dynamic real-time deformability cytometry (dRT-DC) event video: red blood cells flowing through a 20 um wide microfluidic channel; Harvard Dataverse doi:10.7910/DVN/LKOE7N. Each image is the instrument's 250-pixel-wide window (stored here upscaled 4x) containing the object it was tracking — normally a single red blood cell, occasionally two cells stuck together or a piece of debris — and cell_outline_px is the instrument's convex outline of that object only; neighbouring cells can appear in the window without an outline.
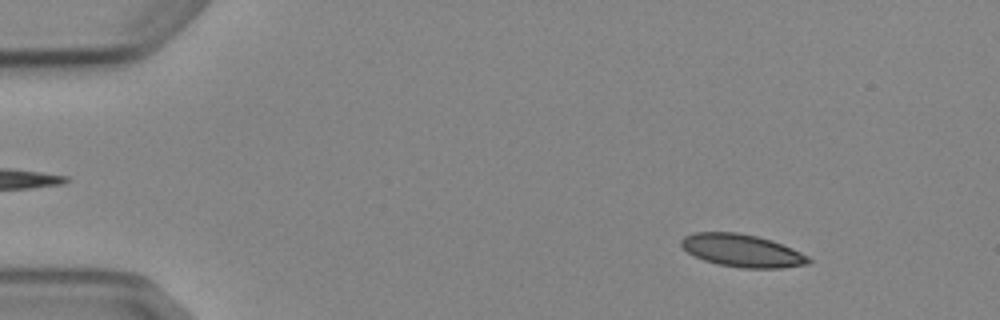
{"species": "Egyptian fruit bat (a non-hibernating species)", "species_latin": "Rousettus aegyptiacus", "temperature_condition": "cold", "stored_images_in_passage": 4, "camera_frame_rate_fps": 3000, "um_per_image_px": 0.085, "animal": {"sex": "female"}, "frame": {"image": 1, "passage_image": 1, "time_ms": 0.0, "image_size_px": [1000, 320], "cell_outline_px": [[812, 260], [808, 264], [780, 268], [740, 268], [716, 264], [704, 260], [688, 252], [680, 244], [680, 240], [684, 236], [692, 232], [736, 232], [756, 236], [772, 240], [792, 248], [808, 256]], "centroid_in_image_um": [63.07, 21.3], "position_along_channel_um": 21.9, "area_um2": 24.28}}
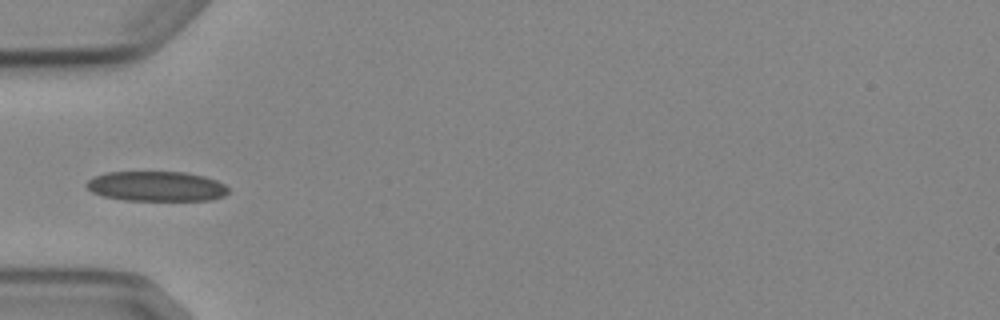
{"frame": {"image": 2, "passage_image": 4, "time_ms": 3.667, "image_size_px": [1000, 320], "cell_outline_px": [[228, 192], [224, 196], [212, 200], [124, 200], [104, 196], [92, 192], [84, 184], [92, 176], [104, 172], [184, 172], [204, 176], [216, 180], [224, 184], [228, 188]], "centroid_in_image_um": [13.27, 15.83], "position_along_channel_um": 71.7, "area_um2": 24.85}}